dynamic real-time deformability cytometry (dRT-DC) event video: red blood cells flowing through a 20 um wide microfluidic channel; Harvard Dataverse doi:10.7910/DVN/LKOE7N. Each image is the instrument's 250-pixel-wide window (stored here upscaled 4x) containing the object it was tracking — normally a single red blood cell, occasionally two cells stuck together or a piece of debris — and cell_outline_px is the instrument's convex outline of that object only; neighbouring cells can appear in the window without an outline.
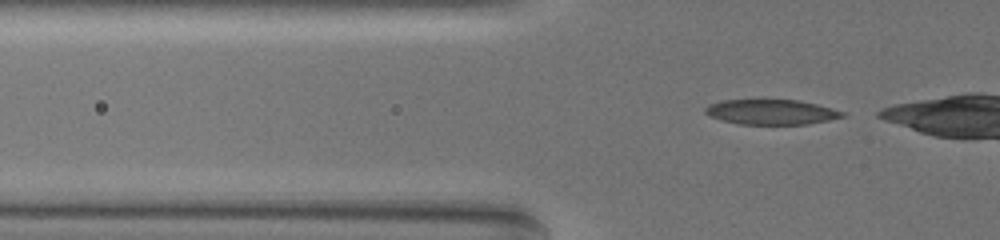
{"species": "common noctule bat (a hibernating species)", "species_latin": "Nyctalus noctula", "temperature_condition": "warm", "stored_images_in_passage": 46, "camera_frame_rate_fps": 3000, "um_per_image_px": 0.085, "animal": {"sex": "female", "body_mass_g": 19.5, "forearm_length_mm": 54.1}, "frame": {"image": 1, "passage_image": 14, "time_ms": 4.333, "image_size_px": [1000, 240], "cell_outline_px": [[844, 116], [828, 120], [808, 124], [740, 124], [720, 120], [704, 112], [704, 108], [708, 104], [724, 100], [796, 100], [816, 104], [844, 112]], "centroid_in_image_um": [65.52, 9.52], "position_along_channel_um": 60.3, "area_um2": 19.77}}
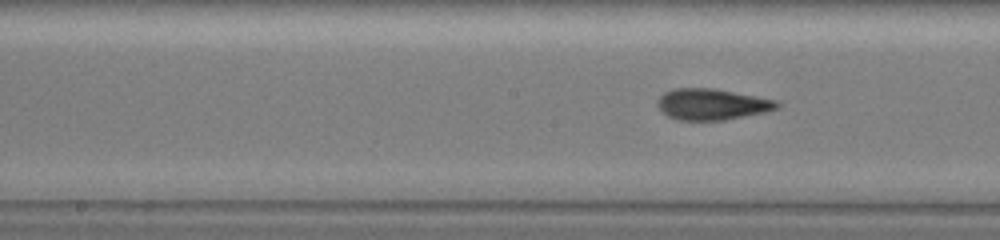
{"frame": {"image": 2, "passage_image": 26, "time_ms": 8.333, "image_size_px": [1000, 240], "cell_outline_px": [[780, 104], [776, 108], [764, 112], [724, 120], [676, 120], [668, 116], [660, 108], [660, 96], [664, 92], [676, 88], [712, 88], [776, 100]], "centroid_in_image_um": [60.51, 8.86], "position_along_channel_um": 187.7, "area_um2": 21.21}}
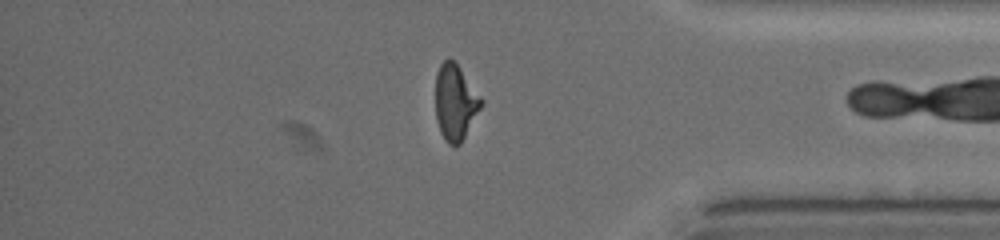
{"frame": {"image": 3, "passage_image": 45, "time_ms": 14.667, "image_size_px": [1000, 240], "cell_outline_px": [[484, 100], [480, 108], [460, 144], [448, 144], [444, 140], [440, 132], [436, 120], [436, 72], [440, 64], [448, 56], [460, 68]], "centroid_in_image_um": [38.68, 8.67], "position_along_channel_um": 396.5, "area_um2": 20.0}}